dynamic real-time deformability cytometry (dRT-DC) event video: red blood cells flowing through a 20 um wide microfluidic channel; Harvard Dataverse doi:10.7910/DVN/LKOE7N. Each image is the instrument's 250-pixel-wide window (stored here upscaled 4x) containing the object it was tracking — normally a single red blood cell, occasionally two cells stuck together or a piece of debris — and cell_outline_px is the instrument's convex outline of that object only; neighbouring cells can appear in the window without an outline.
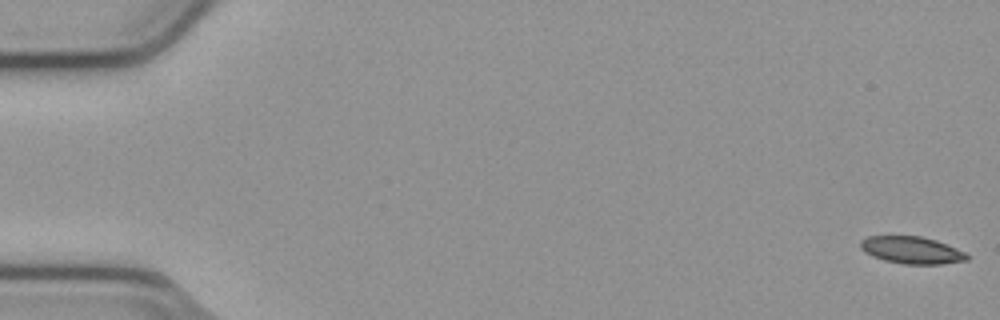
{"species": "common noctule bat (a hibernating species)", "species_latin": "Nyctalus noctula", "temperature_condition": "cold", "stored_images_in_passage": 55, "camera_frame_rate_fps": 3000, "um_per_image_px": 0.085, "animal": {"sex": "male", "body_mass_g": 23.1, "forearm_length_mm": 52.7}, "frame": {"image": 1, "passage_image": 1, "time_ms": 0.0, "image_size_px": [1000, 320], "cell_outline_px": [[968, 260], [940, 264], [904, 264], [884, 260], [872, 256], [864, 252], [860, 248], [860, 240], [868, 236], [920, 236], [936, 240], [956, 248], [964, 252], [968, 256]], "centroid_in_image_um": [77.46, 21.26], "position_along_channel_um": 7.5, "area_um2": 16.82}}
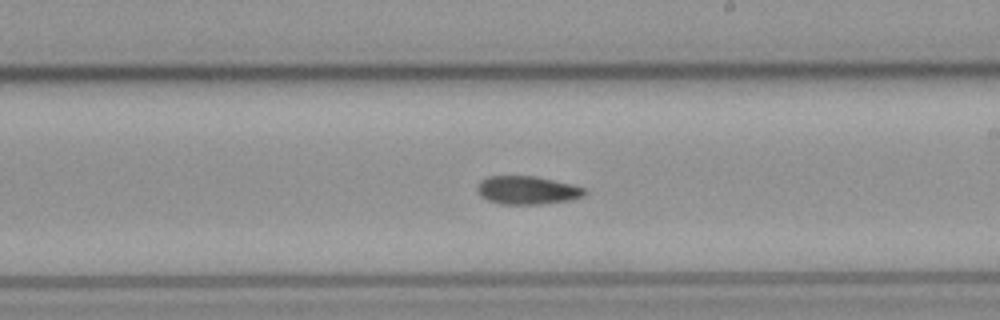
{"frame": {"image": 2, "passage_image": 32, "time_ms": 10.333, "image_size_px": [1000, 320], "cell_outline_px": [[588, 192], [584, 196], [572, 200], [540, 204], [500, 204], [488, 200], [480, 196], [476, 192], [476, 188], [480, 180], [488, 176], [536, 176], [572, 184], [584, 188]], "centroid_in_image_um": [44.81, 16.17], "position_along_channel_um": 244.2, "area_um2": 17.92}}
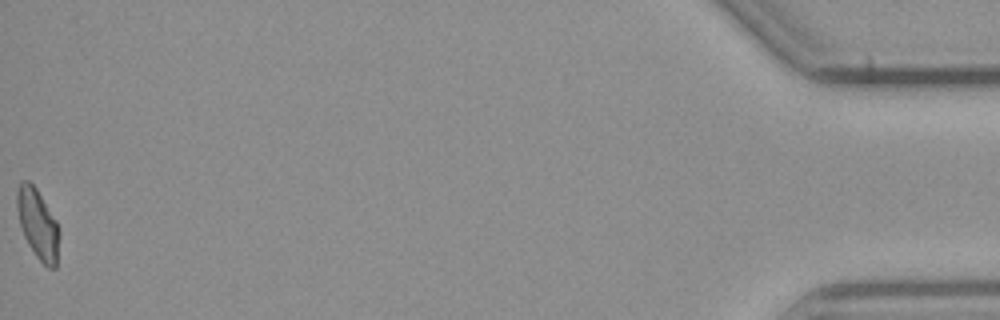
{"frame": {"image": 3, "passage_image": 55, "time_ms": 18.0, "image_size_px": [1000, 320], "cell_outline_px": [[60, 236], [56, 268], [48, 268], [36, 256], [28, 244], [24, 236], [20, 224], [16, 208], [16, 192], [20, 180], [28, 180], [36, 188], [56, 220], [60, 232]], "centroid_in_image_um": [3.21, 19.03], "position_along_channel_um": 432.0, "area_um2": 17.34}}